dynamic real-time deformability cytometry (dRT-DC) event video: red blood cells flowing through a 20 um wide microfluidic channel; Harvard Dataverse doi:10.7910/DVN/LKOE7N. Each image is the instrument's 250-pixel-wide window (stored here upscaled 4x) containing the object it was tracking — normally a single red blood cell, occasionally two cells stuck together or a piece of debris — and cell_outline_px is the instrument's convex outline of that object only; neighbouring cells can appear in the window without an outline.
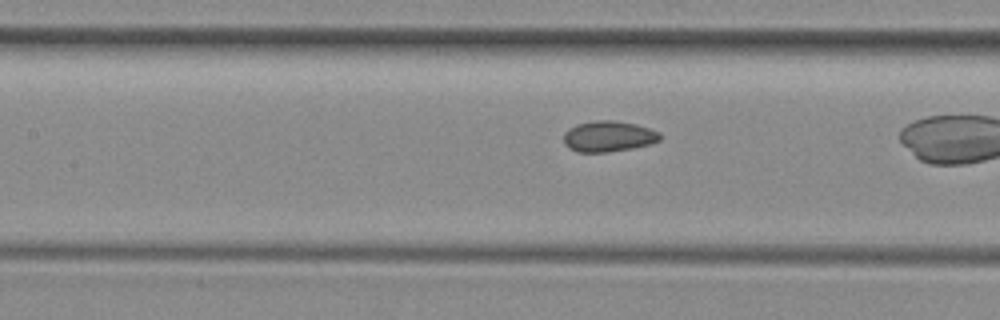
{"species": "common noctule bat (a hibernating species)", "species_latin": "Nyctalus noctula", "temperature_condition": "room temperature", "stored_images_in_passage": 19, "camera_frame_rate_fps": 3000, "um_per_image_px": 0.085, "animal": {"sex": "female", "body_mass_g": 29.2, "forearm_length_mm": 56.3}, "frame": {"image": 1, "passage_image": 16, "time_ms": 5.0, "image_size_px": [1000, 320], "cell_outline_px": [[660, 140], [648, 144], [632, 148], [608, 152], [576, 152], [568, 148], [564, 144], [564, 132], [568, 128], [576, 124], [592, 120], [612, 120], [636, 124], [660, 132]], "centroid_in_image_um": [51.67, 11.58], "position_along_channel_um": 155.7, "area_um2": 17.4}}
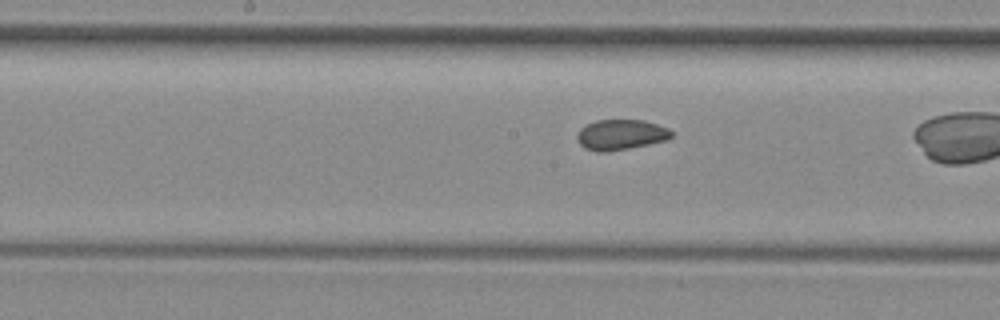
{"frame": {"image": 2, "passage_image": 19, "time_ms": 6.0, "image_size_px": [1000, 320], "cell_outline_px": [[672, 136], [668, 140], [608, 152], [596, 152], [584, 148], [580, 144], [576, 136], [576, 132], [580, 128], [596, 120], [644, 120], [668, 128], [672, 132]], "centroid_in_image_um": [52.74, 11.45], "position_along_channel_um": 195.5, "area_um2": 16.76}}